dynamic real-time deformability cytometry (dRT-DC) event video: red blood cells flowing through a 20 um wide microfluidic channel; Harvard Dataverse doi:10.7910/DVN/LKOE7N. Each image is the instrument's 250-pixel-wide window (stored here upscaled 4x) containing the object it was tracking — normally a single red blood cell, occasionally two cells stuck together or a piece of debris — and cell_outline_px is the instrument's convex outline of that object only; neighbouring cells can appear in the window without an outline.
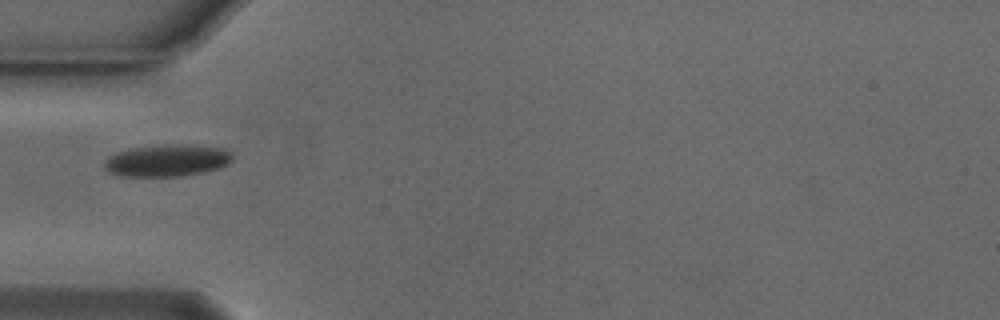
{"species": "Egyptian fruit bat (a non-hibernating species)", "species_latin": "Rousettus aegyptiacus", "temperature_condition": "cold", "stored_images_in_passage": 38, "camera_frame_rate_fps": 3000, "um_per_image_px": 0.085, "animal": {"sex": "male"}, "frame": {"image": 1, "passage_image": 1, "time_ms": 0.0, "image_size_px": [1000, 320], "cell_outline_px": [[232, 160], [228, 164], [220, 168], [204, 172], [184, 176], [120, 176], [108, 172], [104, 168], [104, 160], [108, 156], [116, 152], [128, 148], [156, 144], [180, 144], [220, 148], [228, 152], [232, 156]], "centroid_in_image_um": [14.13, 13.64], "position_along_channel_um": 70.9, "area_um2": 24.16}}
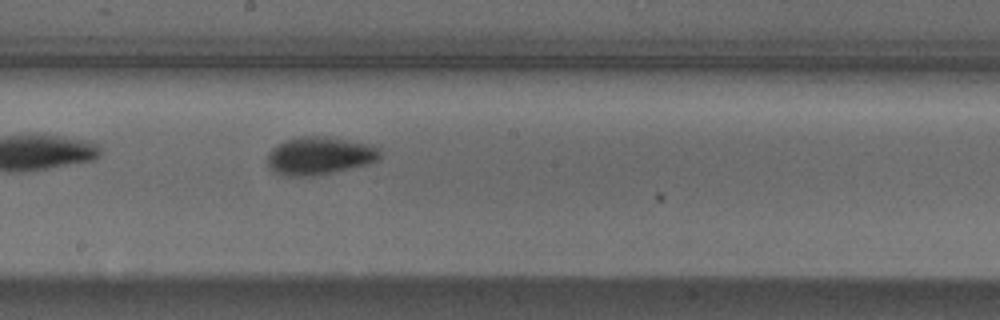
{"frame": {"image": 2, "passage_image": 13, "time_ms": 4.0, "image_size_px": [1000, 320], "cell_outline_px": [[380, 160], [368, 164], [352, 168], [312, 176], [288, 176], [272, 172], [268, 168], [268, 152], [276, 144], [284, 140], [300, 136], [328, 136], [372, 144], [380, 152]], "centroid_in_image_um": [27.14, 13.23], "position_along_channel_um": 221.1, "area_um2": 25.2}}
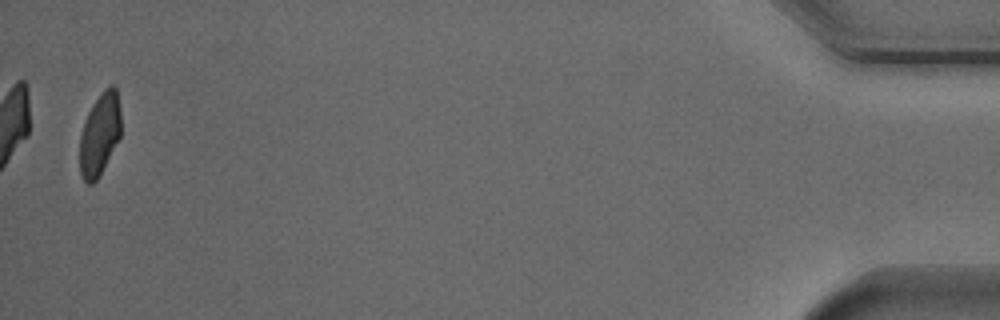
{"frame": {"image": 3, "passage_image": 37, "time_ms": 12.0, "image_size_px": [1000, 320], "cell_outline_px": [[120, 136], [100, 176], [92, 184], [88, 184], [84, 180], [80, 172], [80, 132], [84, 120], [88, 112], [104, 88], [112, 84], [116, 88], [120, 112]], "centroid_in_image_um": [8.46, 11.43], "position_along_channel_um": 426.7, "area_um2": 19.71}, "authors_computed_cell_mechanics": {"area_um2": 22.6576, "velocity_mm_per_s": 3.7569, "shape_relaxation_time_tau1_ms": 3.5244, "shape_relaxation_time_tau2_ms": 4.1028, "deformation_change_tau1": 0.1086, "deformation_change_tau2": 0.0596}}